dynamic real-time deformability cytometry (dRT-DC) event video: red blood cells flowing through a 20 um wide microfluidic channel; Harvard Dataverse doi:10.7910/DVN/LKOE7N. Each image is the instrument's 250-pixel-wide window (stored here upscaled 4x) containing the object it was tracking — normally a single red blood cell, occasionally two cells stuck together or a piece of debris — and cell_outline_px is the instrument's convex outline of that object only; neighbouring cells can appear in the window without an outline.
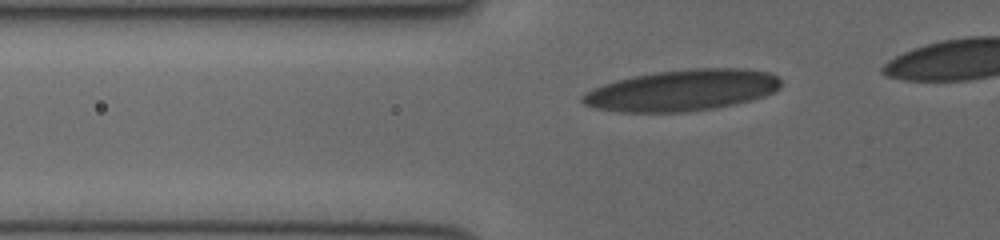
{"species": "human", "species_latin": "Homo sapiens", "temperature_condition": "cold", "stored_images_in_passage": 33, "camera_frame_rate_fps": 3000, "um_per_image_px": 0.085, "donor": {"sex": "female"}, "frame": {"image": 1, "passage_image": 6, "time_ms": 1.667, "image_size_px": [1000, 240], "cell_outline_px": [[780, 88], [764, 96], [736, 104], [716, 108], [684, 112], [620, 112], [596, 108], [584, 104], [580, 100], [580, 96], [584, 92], [592, 88], [616, 80], [656, 72], [688, 68], [740, 68], [768, 72], [776, 76], [780, 80]], "centroid_in_image_um": [57.96, 7.68], "position_along_channel_um": 67.8, "area_um2": 47.74}}
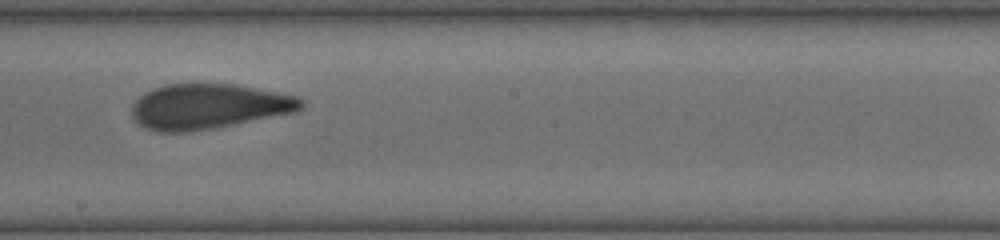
{"frame": {"image": 2, "passage_image": 18, "time_ms": 5.667, "image_size_px": [1000, 240], "cell_outline_px": [[304, 108], [296, 112], [188, 132], [156, 132], [144, 128], [132, 116], [132, 104], [144, 92], [152, 88], [164, 84], [236, 84], [280, 92], [296, 96], [304, 100]], "centroid_in_image_um": [17.72, 9.03], "position_along_channel_um": 230.5, "area_um2": 44.56}}
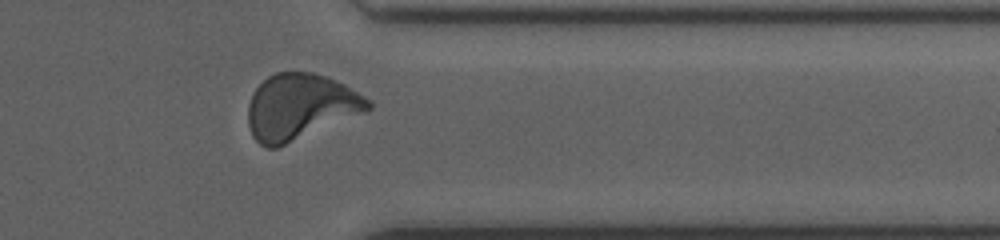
{"frame": {"image": 3, "passage_image": 29, "time_ms": 9.333, "image_size_px": [1000, 240], "cell_outline_px": [[372, 108], [368, 112], [276, 148], [268, 148], [260, 144], [252, 136], [248, 124], [248, 104], [252, 92], [268, 76], [276, 72], [312, 72], [328, 76], [344, 84], [372, 100]], "centroid_in_image_um": [25.55, 9.08], "position_along_channel_um": 385.9, "area_um2": 46.47}}